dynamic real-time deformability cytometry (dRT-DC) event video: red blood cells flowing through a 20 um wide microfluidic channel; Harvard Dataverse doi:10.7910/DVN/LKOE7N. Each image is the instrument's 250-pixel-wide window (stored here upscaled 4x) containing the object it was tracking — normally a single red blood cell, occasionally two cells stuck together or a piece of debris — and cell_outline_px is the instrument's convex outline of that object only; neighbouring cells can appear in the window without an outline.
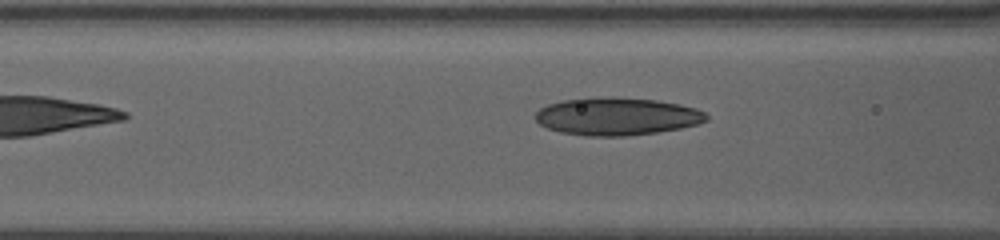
{"species": "human", "species_latin": "Homo sapiens", "temperature_condition": "warm", "stored_images_in_passage": 8, "camera_frame_rate_fps": 3000, "um_per_image_px": 0.085, "donor": {"sex": "female"}, "frame": {"image": 1, "passage_image": 5, "time_ms": 1.333, "image_size_px": [1000, 240], "cell_outline_px": [[708, 120], [696, 124], [680, 128], [656, 132], [624, 136], [588, 136], [560, 132], [548, 128], [540, 124], [536, 120], [536, 112], [540, 108], [548, 104], [564, 100], [612, 96], [656, 100], [680, 104], [696, 108], [704, 112], [708, 116]], "centroid_in_image_um": [52.44, 9.89], "position_along_channel_um": 114.2, "area_um2": 37.4}}